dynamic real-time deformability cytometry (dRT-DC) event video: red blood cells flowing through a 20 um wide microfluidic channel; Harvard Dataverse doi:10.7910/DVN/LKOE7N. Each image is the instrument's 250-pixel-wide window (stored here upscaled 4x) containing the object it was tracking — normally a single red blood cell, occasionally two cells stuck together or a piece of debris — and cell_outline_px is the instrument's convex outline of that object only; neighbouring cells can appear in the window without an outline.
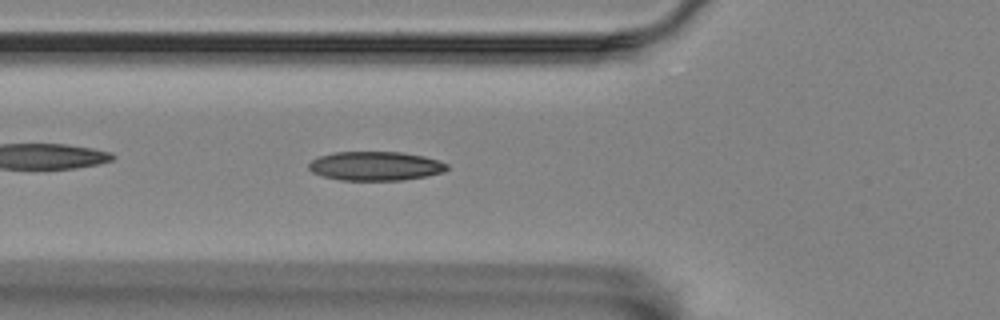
{"species": "Egyptian fruit bat (a non-hibernating species)", "species_latin": "Rousettus aegyptiacus", "temperature_condition": "room temperature", "stored_images_in_passage": 48, "camera_frame_rate_fps": 3000, "um_per_image_px": 0.085, "animal": {"sex": "female"}, "frame": {"image": 1, "passage_image": 19, "time_ms": 6.0, "image_size_px": [1000, 320], "cell_outline_px": [[448, 168], [444, 172], [428, 176], [404, 180], [340, 180], [324, 176], [312, 172], [308, 168], [308, 164], [312, 160], [320, 156], [336, 152], [400, 152], [424, 156], [448, 164]], "centroid_in_image_um": [31.93, 14.12], "position_along_channel_um": 93.9, "area_um2": 23.35}}
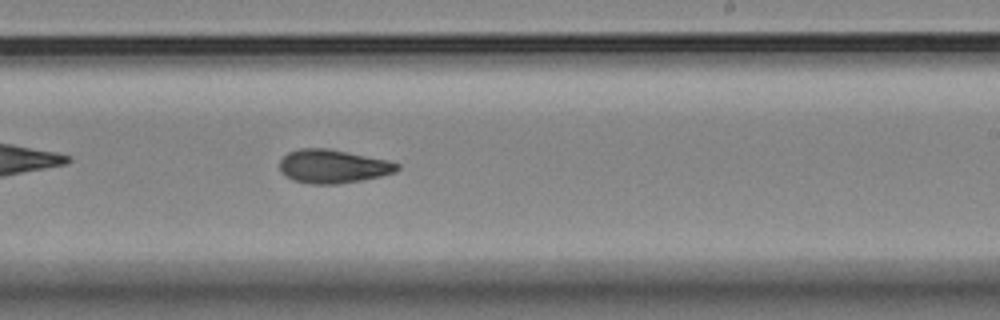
{"frame": {"image": 2, "passage_image": 33, "time_ms": 10.667, "image_size_px": [1000, 320], "cell_outline_px": [[400, 168], [396, 172], [380, 176], [360, 180], [336, 184], [312, 184], [292, 180], [284, 176], [280, 172], [280, 160], [288, 152], [300, 148], [324, 148], [388, 160], [400, 164]], "centroid_in_image_um": [28.27, 14.15], "position_along_channel_um": 260.7, "area_um2": 22.89}}
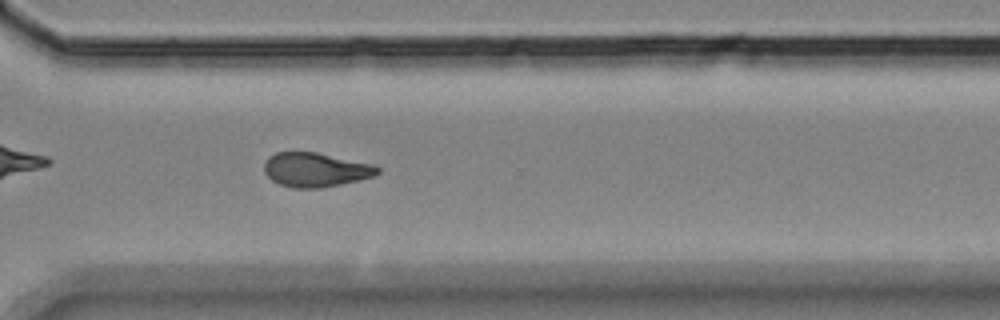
{"frame": {"image": 3, "passage_image": 40, "time_ms": 13.0, "image_size_px": [1000, 320], "cell_outline_px": [[380, 172], [372, 176], [360, 180], [320, 188], [292, 188], [280, 184], [272, 180], [264, 172], [264, 164], [268, 156], [276, 152], [316, 152], [376, 164], [380, 168]], "centroid_in_image_um": [26.84, 14.42], "position_along_channel_um": 343.8, "area_um2": 22.77}, "authors_computed_cell_mechanics": {"area_um2": 22.7154, "velocity_mm_per_s": 3.5616, "shape_relaxation_time_tau1_ms": 5.6677, "shape_relaxation_time_tau2_ms": 3.6456, "deformation_change_tau1": 0.1389, "deformation_change_tau2": 0.0976}}